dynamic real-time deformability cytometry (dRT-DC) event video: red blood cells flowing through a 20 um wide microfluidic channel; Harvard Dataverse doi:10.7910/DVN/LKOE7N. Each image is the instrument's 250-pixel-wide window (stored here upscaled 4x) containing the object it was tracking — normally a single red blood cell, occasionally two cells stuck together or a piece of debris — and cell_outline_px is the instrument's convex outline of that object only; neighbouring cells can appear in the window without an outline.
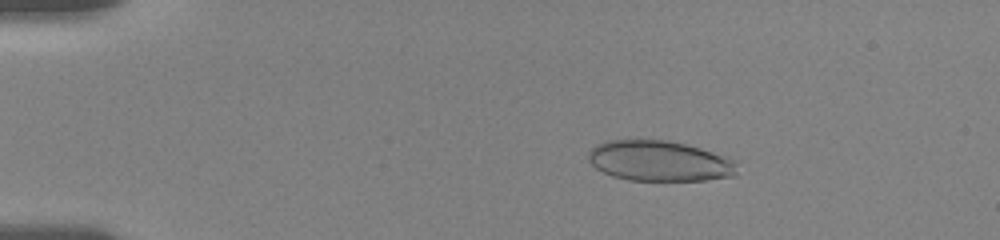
{"species": "human", "species_latin": "Homo sapiens", "temperature_condition": "room temperature", "stored_images_in_passage": 56, "camera_frame_rate_fps": 3000, "um_per_image_px": 0.085, "donor": {"sex": "female"}, "frame": {"image": 1, "passage_image": 10, "time_ms": 3.0, "image_size_px": [1000, 240], "cell_outline_px": [[740, 160], [736, 176], [704, 180], [628, 180], [612, 176], [596, 168], [588, 160], [588, 152], [596, 144], [608, 140], [640, 136], [668, 140], [700, 148], [728, 156]], "centroid_in_image_um": [56.08, 13.64], "position_along_channel_um": 28.9, "area_um2": 36.36}}
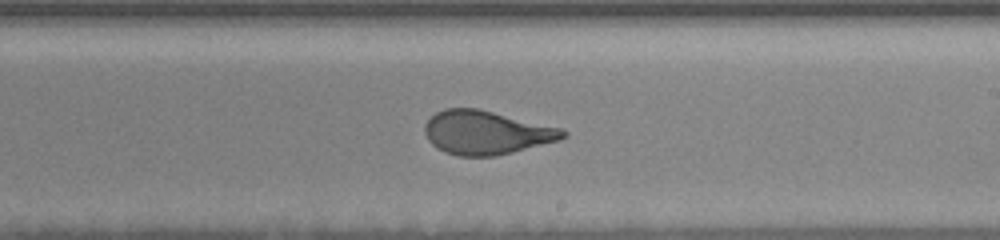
{"frame": {"image": 2, "passage_image": 34, "time_ms": 11.0, "image_size_px": [1000, 240], "cell_outline_px": [[568, 136], [560, 140], [496, 156], [456, 156], [444, 152], [436, 148], [428, 140], [424, 132], [424, 124], [436, 112], [444, 108], [476, 108], [560, 128], [568, 132]], "centroid_in_image_um": [41.3, 11.28], "position_along_channel_um": 247.7, "area_um2": 35.08}}
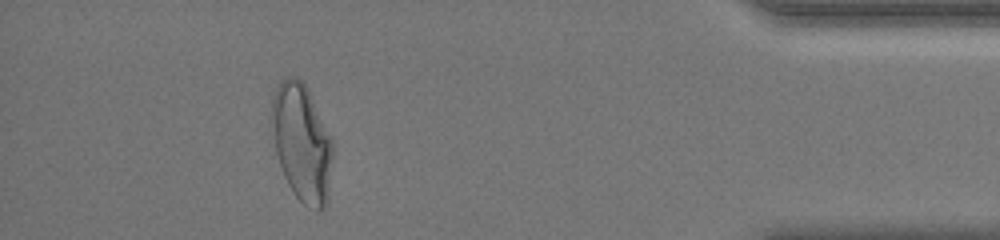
{"frame": {"image": 3, "passage_image": 51, "time_ms": 16.667, "image_size_px": [1000, 240], "cell_outline_px": [[332, 156], [328, 200], [324, 208], [320, 212], [316, 212], [304, 204], [296, 196], [288, 184], [284, 176], [276, 152], [268, 124], [272, 100], [276, 88], [280, 80], [284, 76], [296, 76], [308, 88], [332, 136]], "centroid_in_image_um": [25.64, 12.09], "position_along_channel_um": 409.6, "area_um2": 42.71}, "authors_computed_cell_mechanics": {"area_um2": 36.4429, "velocity_mm_per_s": 3.6285, "shape_relaxation_time_tau1_ms": 5.2989, "shape_relaxation_time_tau2_ms": null, "deformation_change_tau1": 0.1849, "deformation_change_tau2": null}}